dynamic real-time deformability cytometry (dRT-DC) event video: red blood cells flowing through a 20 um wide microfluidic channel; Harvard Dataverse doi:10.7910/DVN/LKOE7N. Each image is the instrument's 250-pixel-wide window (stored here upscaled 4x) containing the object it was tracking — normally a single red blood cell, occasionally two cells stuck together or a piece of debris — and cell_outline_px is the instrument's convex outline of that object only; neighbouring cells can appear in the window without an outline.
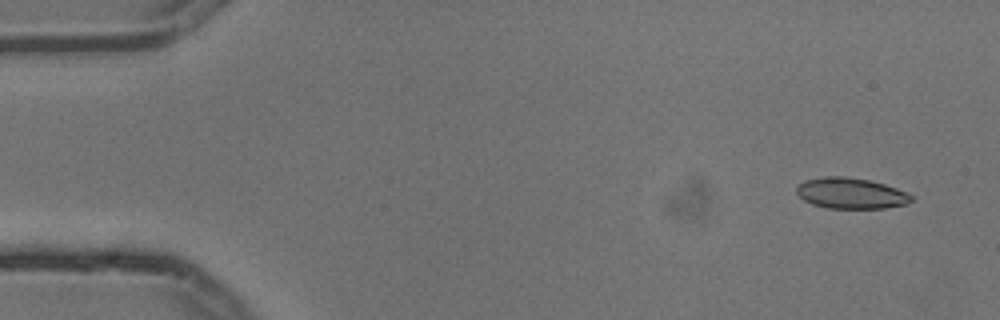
{"species": "common noctule bat (a hibernating species)", "species_latin": "Nyctalus noctula", "temperature_condition": "cold", "stored_images_in_passage": 4, "camera_frame_rate_fps": 3000, "um_per_image_px": 0.085, "animal": {"sex": "male", "body_mass_g": 13.3}, "frame": {"image": 1, "passage_image": 1, "time_ms": 0.0, "image_size_px": [1000, 320], "cell_outline_px": [[912, 200], [908, 204], [884, 208], [828, 208], [812, 204], [804, 200], [796, 192], [796, 188], [804, 180], [824, 176], [844, 176], [868, 180], [884, 184], [908, 192], [912, 196]], "centroid_in_image_um": [72.33, 16.43], "position_along_channel_um": 12.7, "area_um2": 20.63}}
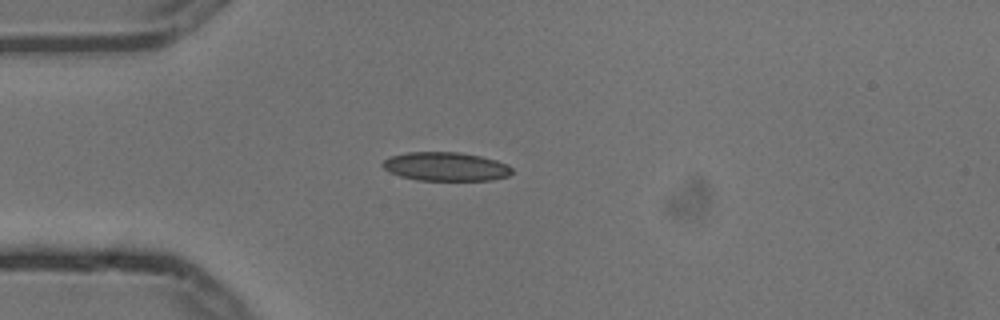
{"frame": {"image": 2, "passage_image": 4, "time_ms": 1.0, "image_size_px": [1000, 320], "cell_outline_px": [[512, 172], [508, 176], [492, 180], [416, 180], [400, 176], [384, 168], [380, 164], [388, 156], [408, 152], [460, 152], [480, 156], [496, 160], [508, 164], [512, 168]], "centroid_in_image_um": [37.88, 14.15], "position_along_channel_um": 47.1, "area_um2": 21.73}}